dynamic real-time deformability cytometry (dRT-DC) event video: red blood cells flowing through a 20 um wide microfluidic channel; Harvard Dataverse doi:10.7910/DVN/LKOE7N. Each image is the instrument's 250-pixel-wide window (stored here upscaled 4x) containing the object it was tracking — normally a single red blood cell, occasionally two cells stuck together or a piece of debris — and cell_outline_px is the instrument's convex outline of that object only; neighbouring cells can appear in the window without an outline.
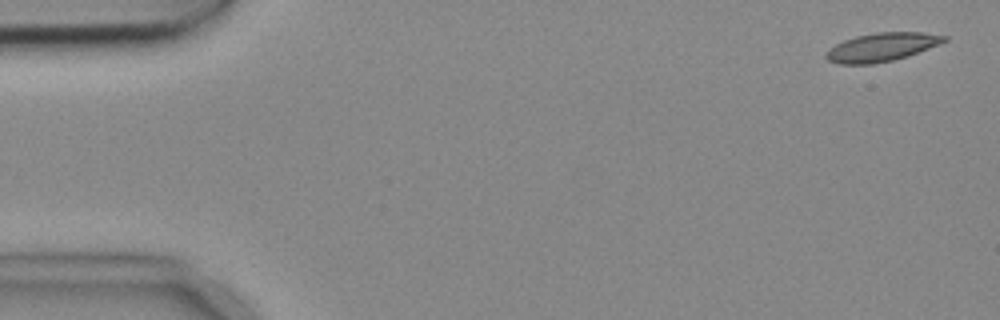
{"species": "common noctule bat (a hibernating species)", "species_latin": "Nyctalus noctula", "temperature_condition": "cold", "stored_images_in_passage": 5, "camera_frame_rate_fps": 3000, "um_per_image_px": 0.085, "animal": {"sex": "female", "body_mass_g": 18.4}, "frame": {"image": 1, "passage_image": 1, "time_ms": 0.0, "image_size_px": [1000, 320], "cell_outline_px": [[948, 40], [940, 44], [908, 56], [892, 60], [872, 64], [840, 64], [828, 60], [824, 56], [836, 44], [844, 40], [856, 36], [876, 32], [924, 32], [948, 36]], "centroid_in_image_um": [75.0, 4.0], "position_along_channel_um": 10.0, "area_um2": 19.54}}
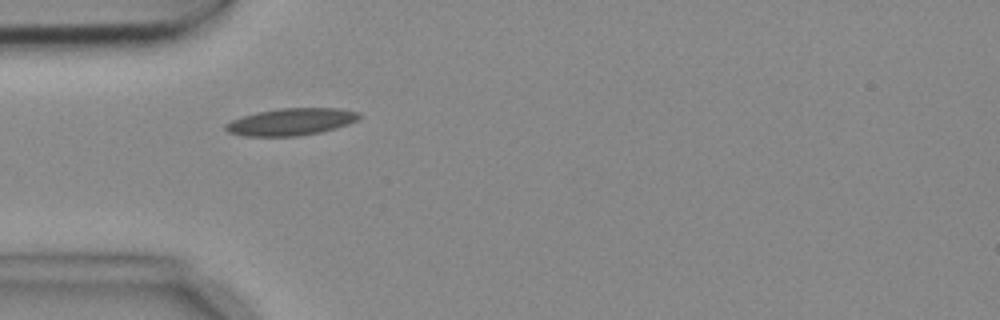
{"frame": {"image": 2, "passage_image": 5, "time_ms": 1.333, "image_size_px": [1000, 320], "cell_outline_px": [[360, 116], [356, 120], [348, 124], [336, 128], [320, 132], [296, 136], [244, 136], [228, 132], [224, 128], [224, 124], [232, 120], [256, 112], [280, 108], [340, 108], [360, 112]], "centroid_in_image_um": [24.74, 10.35], "position_along_channel_um": 60.3, "area_um2": 21.04}}